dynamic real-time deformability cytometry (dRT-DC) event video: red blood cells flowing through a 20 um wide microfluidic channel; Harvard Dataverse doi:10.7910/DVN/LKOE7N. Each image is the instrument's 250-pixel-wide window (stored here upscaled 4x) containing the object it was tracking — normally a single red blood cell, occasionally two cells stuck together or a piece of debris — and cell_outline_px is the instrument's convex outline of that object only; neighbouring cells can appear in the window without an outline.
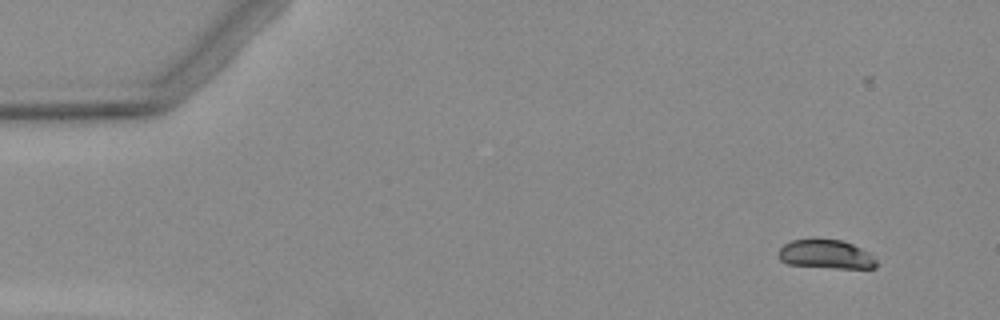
{"species": "Egyptian fruit bat (a non-hibernating species)", "species_latin": "Rousettus aegyptiacus", "temperature_condition": "warm", "stored_images_in_passage": 5, "camera_frame_rate_fps": 3000, "um_per_image_px": 0.085, "animal": {"sex": "female"}, "frame": {"image": 1, "passage_image": 2, "time_ms": 1.0, "image_size_px": [1000, 320], "cell_outline_px": [[876, 268], [836, 268], [788, 264], [780, 260], [780, 248], [784, 244], [792, 240], [812, 236], [820, 236], [840, 240], [852, 244], [868, 252], [876, 260]], "centroid_in_image_um": [70.18, 21.56], "position_along_channel_um": 14.8, "area_um2": 16.88}}
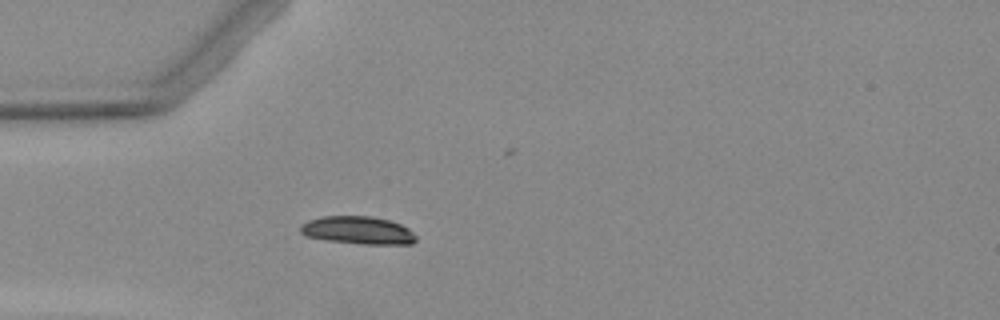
{"frame": {"image": 2, "passage_image": 5, "time_ms": 4.667, "image_size_px": [1000, 320], "cell_outline_px": [[416, 240], [412, 244], [364, 244], [328, 240], [304, 236], [300, 232], [300, 224], [308, 220], [324, 216], [372, 216], [388, 220], [400, 224], [408, 228], [416, 236]], "centroid_in_image_um": [30.41, 19.57], "position_along_channel_um": 54.6, "area_um2": 18.73}}